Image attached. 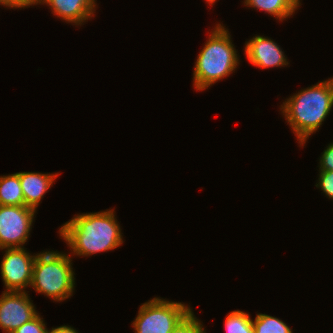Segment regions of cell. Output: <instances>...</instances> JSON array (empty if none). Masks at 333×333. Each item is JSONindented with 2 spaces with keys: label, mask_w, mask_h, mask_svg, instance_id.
I'll use <instances>...</instances> for the list:
<instances>
[{
  "label": "cell",
  "mask_w": 333,
  "mask_h": 333,
  "mask_svg": "<svg viewBox=\"0 0 333 333\" xmlns=\"http://www.w3.org/2000/svg\"><path fill=\"white\" fill-rule=\"evenodd\" d=\"M73 255L90 256L118 248L124 241L114 210L77 214L59 230Z\"/></svg>",
  "instance_id": "6da1fadb"
},
{
  "label": "cell",
  "mask_w": 333,
  "mask_h": 333,
  "mask_svg": "<svg viewBox=\"0 0 333 333\" xmlns=\"http://www.w3.org/2000/svg\"><path fill=\"white\" fill-rule=\"evenodd\" d=\"M332 107L333 78H330L290 96L280 109L301 146L321 127Z\"/></svg>",
  "instance_id": "7a4b0ae2"
},
{
  "label": "cell",
  "mask_w": 333,
  "mask_h": 333,
  "mask_svg": "<svg viewBox=\"0 0 333 333\" xmlns=\"http://www.w3.org/2000/svg\"><path fill=\"white\" fill-rule=\"evenodd\" d=\"M210 33L195 62L193 85L197 91L208 89L212 84L229 76L239 64L228 29L218 23Z\"/></svg>",
  "instance_id": "3957f363"
},
{
  "label": "cell",
  "mask_w": 333,
  "mask_h": 333,
  "mask_svg": "<svg viewBox=\"0 0 333 333\" xmlns=\"http://www.w3.org/2000/svg\"><path fill=\"white\" fill-rule=\"evenodd\" d=\"M74 275L71 256L58 251L40 252L35 257L30 287L60 302L73 295Z\"/></svg>",
  "instance_id": "277c9868"
},
{
  "label": "cell",
  "mask_w": 333,
  "mask_h": 333,
  "mask_svg": "<svg viewBox=\"0 0 333 333\" xmlns=\"http://www.w3.org/2000/svg\"><path fill=\"white\" fill-rule=\"evenodd\" d=\"M191 310L182 302L155 297L140 306L132 327L135 333H171Z\"/></svg>",
  "instance_id": "5b68a950"
},
{
  "label": "cell",
  "mask_w": 333,
  "mask_h": 333,
  "mask_svg": "<svg viewBox=\"0 0 333 333\" xmlns=\"http://www.w3.org/2000/svg\"><path fill=\"white\" fill-rule=\"evenodd\" d=\"M36 211L26 206L0 205V249L24 248Z\"/></svg>",
  "instance_id": "8992f818"
},
{
  "label": "cell",
  "mask_w": 333,
  "mask_h": 333,
  "mask_svg": "<svg viewBox=\"0 0 333 333\" xmlns=\"http://www.w3.org/2000/svg\"><path fill=\"white\" fill-rule=\"evenodd\" d=\"M35 257L25 248H5L0 266L5 291L25 292L30 287Z\"/></svg>",
  "instance_id": "52a82bcc"
},
{
  "label": "cell",
  "mask_w": 333,
  "mask_h": 333,
  "mask_svg": "<svg viewBox=\"0 0 333 333\" xmlns=\"http://www.w3.org/2000/svg\"><path fill=\"white\" fill-rule=\"evenodd\" d=\"M28 293L3 291L0 297V328L12 333L39 313L35 310Z\"/></svg>",
  "instance_id": "ba28073f"
},
{
  "label": "cell",
  "mask_w": 333,
  "mask_h": 333,
  "mask_svg": "<svg viewBox=\"0 0 333 333\" xmlns=\"http://www.w3.org/2000/svg\"><path fill=\"white\" fill-rule=\"evenodd\" d=\"M245 43L246 58L253 66L267 69L289 64L279 45L268 37L257 35Z\"/></svg>",
  "instance_id": "9c48e42d"
},
{
  "label": "cell",
  "mask_w": 333,
  "mask_h": 333,
  "mask_svg": "<svg viewBox=\"0 0 333 333\" xmlns=\"http://www.w3.org/2000/svg\"><path fill=\"white\" fill-rule=\"evenodd\" d=\"M37 4H47L53 15L77 26L94 17L97 5L96 0H37Z\"/></svg>",
  "instance_id": "30bf717a"
},
{
  "label": "cell",
  "mask_w": 333,
  "mask_h": 333,
  "mask_svg": "<svg viewBox=\"0 0 333 333\" xmlns=\"http://www.w3.org/2000/svg\"><path fill=\"white\" fill-rule=\"evenodd\" d=\"M25 206L36 211L41 199L53 185L59 173L18 172Z\"/></svg>",
  "instance_id": "8fae6325"
},
{
  "label": "cell",
  "mask_w": 333,
  "mask_h": 333,
  "mask_svg": "<svg viewBox=\"0 0 333 333\" xmlns=\"http://www.w3.org/2000/svg\"><path fill=\"white\" fill-rule=\"evenodd\" d=\"M300 4V0H244L247 7L267 12L279 21L291 17Z\"/></svg>",
  "instance_id": "7c38bea8"
},
{
  "label": "cell",
  "mask_w": 333,
  "mask_h": 333,
  "mask_svg": "<svg viewBox=\"0 0 333 333\" xmlns=\"http://www.w3.org/2000/svg\"><path fill=\"white\" fill-rule=\"evenodd\" d=\"M0 205L25 206L18 172L0 176Z\"/></svg>",
  "instance_id": "4fadbf2b"
},
{
  "label": "cell",
  "mask_w": 333,
  "mask_h": 333,
  "mask_svg": "<svg viewBox=\"0 0 333 333\" xmlns=\"http://www.w3.org/2000/svg\"><path fill=\"white\" fill-rule=\"evenodd\" d=\"M254 333H293L281 319L259 313L252 321Z\"/></svg>",
  "instance_id": "5bb4252c"
},
{
  "label": "cell",
  "mask_w": 333,
  "mask_h": 333,
  "mask_svg": "<svg viewBox=\"0 0 333 333\" xmlns=\"http://www.w3.org/2000/svg\"><path fill=\"white\" fill-rule=\"evenodd\" d=\"M252 321L244 311H231L225 318L226 333H254Z\"/></svg>",
  "instance_id": "9a60e30c"
},
{
  "label": "cell",
  "mask_w": 333,
  "mask_h": 333,
  "mask_svg": "<svg viewBox=\"0 0 333 333\" xmlns=\"http://www.w3.org/2000/svg\"><path fill=\"white\" fill-rule=\"evenodd\" d=\"M171 333H206L201 321L198 320L191 310L173 329Z\"/></svg>",
  "instance_id": "2e32d148"
},
{
  "label": "cell",
  "mask_w": 333,
  "mask_h": 333,
  "mask_svg": "<svg viewBox=\"0 0 333 333\" xmlns=\"http://www.w3.org/2000/svg\"><path fill=\"white\" fill-rule=\"evenodd\" d=\"M12 333H48V329L46 328L43 318L38 314L32 320L24 323Z\"/></svg>",
  "instance_id": "e0dca14e"
},
{
  "label": "cell",
  "mask_w": 333,
  "mask_h": 333,
  "mask_svg": "<svg viewBox=\"0 0 333 333\" xmlns=\"http://www.w3.org/2000/svg\"><path fill=\"white\" fill-rule=\"evenodd\" d=\"M319 171L318 183L315 186L321 188L327 198L333 200V171Z\"/></svg>",
  "instance_id": "ac0fdd59"
},
{
  "label": "cell",
  "mask_w": 333,
  "mask_h": 333,
  "mask_svg": "<svg viewBox=\"0 0 333 333\" xmlns=\"http://www.w3.org/2000/svg\"><path fill=\"white\" fill-rule=\"evenodd\" d=\"M319 161L320 170L333 171V143H330L323 151Z\"/></svg>",
  "instance_id": "d6986e66"
},
{
  "label": "cell",
  "mask_w": 333,
  "mask_h": 333,
  "mask_svg": "<svg viewBox=\"0 0 333 333\" xmlns=\"http://www.w3.org/2000/svg\"><path fill=\"white\" fill-rule=\"evenodd\" d=\"M1 6L8 8H26L32 5H37V0H0Z\"/></svg>",
  "instance_id": "ffe728a7"
},
{
  "label": "cell",
  "mask_w": 333,
  "mask_h": 333,
  "mask_svg": "<svg viewBox=\"0 0 333 333\" xmlns=\"http://www.w3.org/2000/svg\"><path fill=\"white\" fill-rule=\"evenodd\" d=\"M48 333H78L76 329L71 326H59L57 328H52L51 331L48 330Z\"/></svg>",
  "instance_id": "44dd1931"
},
{
  "label": "cell",
  "mask_w": 333,
  "mask_h": 333,
  "mask_svg": "<svg viewBox=\"0 0 333 333\" xmlns=\"http://www.w3.org/2000/svg\"><path fill=\"white\" fill-rule=\"evenodd\" d=\"M217 0H206V3L213 5Z\"/></svg>",
  "instance_id": "7402d4cb"
}]
</instances>
